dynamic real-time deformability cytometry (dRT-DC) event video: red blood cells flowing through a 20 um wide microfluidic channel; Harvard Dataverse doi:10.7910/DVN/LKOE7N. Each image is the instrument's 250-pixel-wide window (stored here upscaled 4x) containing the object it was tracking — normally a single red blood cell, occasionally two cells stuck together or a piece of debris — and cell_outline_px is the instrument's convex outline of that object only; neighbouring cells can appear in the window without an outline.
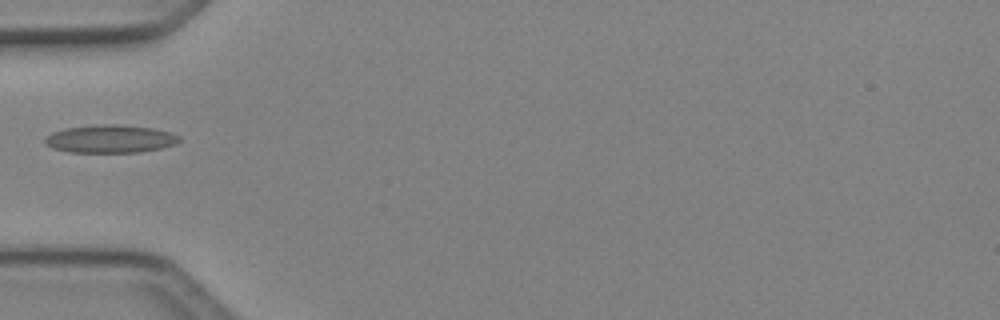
{"species": "Egyptian fruit bat (a non-hibernating species)", "species_latin": "Rousettus aegyptiacus", "temperature_condition": "cold", "stored_images_in_passage": 6, "camera_frame_rate_fps": 3000, "um_per_image_px": 0.085, "animal": {"sex": "female"}, "frame": {"image": 1, "passage_image": 6, "time_ms": 1.667, "image_size_px": [1000, 320], "cell_outline_px": [[180, 140], [176, 144], [160, 148], [140, 152], [68, 152], [52, 148], [44, 144], [44, 136], [52, 132], [64, 128], [104, 124], [116, 124], [152, 128], [168, 132], [180, 136]], "centroid_in_image_um": [9.32, 11.81], "position_along_channel_um": 75.7, "area_um2": 21.91}}